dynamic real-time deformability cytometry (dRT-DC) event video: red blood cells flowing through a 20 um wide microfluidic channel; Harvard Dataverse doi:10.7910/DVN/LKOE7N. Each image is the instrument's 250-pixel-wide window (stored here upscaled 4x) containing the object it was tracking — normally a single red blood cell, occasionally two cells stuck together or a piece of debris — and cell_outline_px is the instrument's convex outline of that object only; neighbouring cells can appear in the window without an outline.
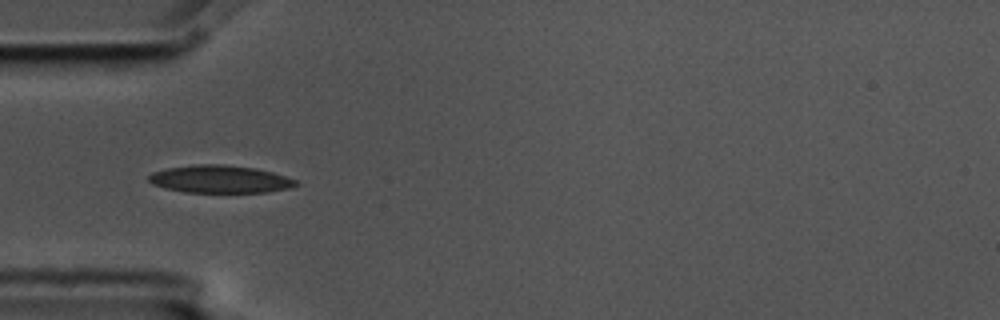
{"species": "common noctule bat (a hibernating species)", "species_latin": "Nyctalus noctula", "temperature_condition": "cold", "stored_images_in_passage": 4, "camera_frame_rate_fps": 3000, "um_per_image_px": 0.085, "animal": {"sex": "male", "body_mass_g": 17.5, "forearm_length_mm": 52.3}, "frame": {"image": 1, "passage_image": 4, "time_ms": 1.0, "image_size_px": [1000, 320], "cell_outline_px": [[300, 184], [292, 188], [268, 192], [184, 192], [164, 188], [152, 184], [148, 180], [148, 176], [152, 172], [168, 168], [196, 164], [224, 164], [256, 168], [272, 172], [296, 180]], "centroid_in_image_um": [18.71, 15.23], "position_along_channel_um": 66.3, "area_um2": 23.81}}